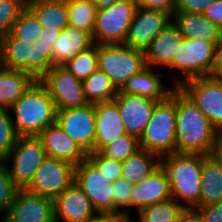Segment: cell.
Returning a JSON list of instances; mask_svg holds the SVG:
<instances>
[{
  "label": "cell",
  "instance_id": "5b68a950",
  "mask_svg": "<svg viewBox=\"0 0 222 222\" xmlns=\"http://www.w3.org/2000/svg\"><path fill=\"white\" fill-rule=\"evenodd\" d=\"M176 120L174 89L167 99L156 103L139 139L141 149L160 157L176 152Z\"/></svg>",
  "mask_w": 222,
  "mask_h": 222
},
{
  "label": "cell",
  "instance_id": "30bf717a",
  "mask_svg": "<svg viewBox=\"0 0 222 222\" xmlns=\"http://www.w3.org/2000/svg\"><path fill=\"white\" fill-rule=\"evenodd\" d=\"M222 134V78L204 76L178 86Z\"/></svg>",
  "mask_w": 222,
  "mask_h": 222
},
{
  "label": "cell",
  "instance_id": "d590c367",
  "mask_svg": "<svg viewBox=\"0 0 222 222\" xmlns=\"http://www.w3.org/2000/svg\"><path fill=\"white\" fill-rule=\"evenodd\" d=\"M9 112L10 109L0 107V162L10 154L18 138Z\"/></svg>",
  "mask_w": 222,
  "mask_h": 222
},
{
  "label": "cell",
  "instance_id": "7c38bea8",
  "mask_svg": "<svg viewBox=\"0 0 222 222\" xmlns=\"http://www.w3.org/2000/svg\"><path fill=\"white\" fill-rule=\"evenodd\" d=\"M56 124L86 153L95 152V104L56 111Z\"/></svg>",
  "mask_w": 222,
  "mask_h": 222
},
{
  "label": "cell",
  "instance_id": "7a4b0ae2",
  "mask_svg": "<svg viewBox=\"0 0 222 222\" xmlns=\"http://www.w3.org/2000/svg\"><path fill=\"white\" fill-rule=\"evenodd\" d=\"M15 114L13 125L18 136H38L56 123V107L47 88L36 80L10 108Z\"/></svg>",
  "mask_w": 222,
  "mask_h": 222
},
{
  "label": "cell",
  "instance_id": "7402d4cb",
  "mask_svg": "<svg viewBox=\"0 0 222 222\" xmlns=\"http://www.w3.org/2000/svg\"><path fill=\"white\" fill-rule=\"evenodd\" d=\"M172 23L185 39H201L207 42H220L221 29L202 13L174 12Z\"/></svg>",
  "mask_w": 222,
  "mask_h": 222
},
{
  "label": "cell",
  "instance_id": "d6a6232c",
  "mask_svg": "<svg viewBox=\"0 0 222 222\" xmlns=\"http://www.w3.org/2000/svg\"><path fill=\"white\" fill-rule=\"evenodd\" d=\"M98 54L99 44L94 43L91 47L81 51L74 58L69 59L62 66L77 79L83 81L98 69Z\"/></svg>",
  "mask_w": 222,
  "mask_h": 222
},
{
  "label": "cell",
  "instance_id": "52a82bcc",
  "mask_svg": "<svg viewBox=\"0 0 222 222\" xmlns=\"http://www.w3.org/2000/svg\"><path fill=\"white\" fill-rule=\"evenodd\" d=\"M137 6V0H121L98 9L92 36L94 43H124Z\"/></svg>",
  "mask_w": 222,
  "mask_h": 222
},
{
  "label": "cell",
  "instance_id": "f1b7e54d",
  "mask_svg": "<svg viewBox=\"0 0 222 222\" xmlns=\"http://www.w3.org/2000/svg\"><path fill=\"white\" fill-rule=\"evenodd\" d=\"M154 157H157L156 161ZM160 165V156L145 149H139L122 162L121 178L134 185L148 177Z\"/></svg>",
  "mask_w": 222,
  "mask_h": 222
},
{
  "label": "cell",
  "instance_id": "ba28073f",
  "mask_svg": "<svg viewBox=\"0 0 222 222\" xmlns=\"http://www.w3.org/2000/svg\"><path fill=\"white\" fill-rule=\"evenodd\" d=\"M219 42H207L201 39H183L177 55L168 66L178 70L185 80L177 78L175 87L184 81L204 76H212L215 47Z\"/></svg>",
  "mask_w": 222,
  "mask_h": 222
},
{
  "label": "cell",
  "instance_id": "8fae6325",
  "mask_svg": "<svg viewBox=\"0 0 222 222\" xmlns=\"http://www.w3.org/2000/svg\"><path fill=\"white\" fill-rule=\"evenodd\" d=\"M73 182H75V165L47 156L26 189L54 200Z\"/></svg>",
  "mask_w": 222,
  "mask_h": 222
},
{
  "label": "cell",
  "instance_id": "44dd1931",
  "mask_svg": "<svg viewBox=\"0 0 222 222\" xmlns=\"http://www.w3.org/2000/svg\"><path fill=\"white\" fill-rule=\"evenodd\" d=\"M38 137L43 143L46 155L78 165L87 154L56 123L44 129Z\"/></svg>",
  "mask_w": 222,
  "mask_h": 222
},
{
  "label": "cell",
  "instance_id": "74e56055",
  "mask_svg": "<svg viewBox=\"0 0 222 222\" xmlns=\"http://www.w3.org/2000/svg\"><path fill=\"white\" fill-rule=\"evenodd\" d=\"M113 185L114 213L123 216L128 222H131L127 208L131 207V193L133 191V184L129 183L123 178H119L113 183ZM120 208H124L123 211L119 210Z\"/></svg>",
  "mask_w": 222,
  "mask_h": 222
},
{
  "label": "cell",
  "instance_id": "603a6c76",
  "mask_svg": "<svg viewBox=\"0 0 222 222\" xmlns=\"http://www.w3.org/2000/svg\"><path fill=\"white\" fill-rule=\"evenodd\" d=\"M93 44V37L89 32L68 25L52 45L53 66L64 65L69 59L74 58Z\"/></svg>",
  "mask_w": 222,
  "mask_h": 222
},
{
  "label": "cell",
  "instance_id": "ffe728a7",
  "mask_svg": "<svg viewBox=\"0 0 222 222\" xmlns=\"http://www.w3.org/2000/svg\"><path fill=\"white\" fill-rule=\"evenodd\" d=\"M95 119V152L126 134L120 110L114 100L95 104Z\"/></svg>",
  "mask_w": 222,
  "mask_h": 222
},
{
  "label": "cell",
  "instance_id": "f6af8a7d",
  "mask_svg": "<svg viewBox=\"0 0 222 222\" xmlns=\"http://www.w3.org/2000/svg\"><path fill=\"white\" fill-rule=\"evenodd\" d=\"M178 222H204V220L197 208L189 207L181 211Z\"/></svg>",
  "mask_w": 222,
  "mask_h": 222
},
{
  "label": "cell",
  "instance_id": "4dcf8cb0",
  "mask_svg": "<svg viewBox=\"0 0 222 222\" xmlns=\"http://www.w3.org/2000/svg\"><path fill=\"white\" fill-rule=\"evenodd\" d=\"M68 24L89 32L93 36L98 8L92 0H67Z\"/></svg>",
  "mask_w": 222,
  "mask_h": 222
},
{
  "label": "cell",
  "instance_id": "484cf974",
  "mask_svg": "<svg viewBox=\"0 0 222 222\" xmlns=\"http://www.w3.org/2000/svg\"><path fill=\"white\" fill-rule=\"evenodd\" d=\"M222 200V161L215 154L203 155L199 207Z\"/></svg>",
  "mask_w": 222,
  "mask_h": 222
},
{
  "label": "cell",
  "instance_id": "bcb514c9",
  "mask_svg": "<svg viewBox=\"0 0 222 222\" xmlns=\"http://www.w3.org/2000/svg\"><path fill=\"white\" fill-rule=\"evenodd\" d=\"M84 222H128L123 216L117 213H101L93 215Z\"/></svg>",
  "mask_w": 222,
  "mask_h": 222
},
{
  "label": "cell",
  "instance_id": "d4e9b609",
  "mask_svg": "<svg viewBox=\"0 0 222 222\" xmlns=\"http://www.w3.org/2000/svg\"><path fill=\"white\" fill-rule=\"evenodd\" d=\"M159 77L160 74L152 73V67L147 66L141 72L132 75L118 92L157 101L165 100L174 89L164 87Z\"/></svg>",
  "mask_w": 222,
  "mask_h": 222
},
{
  "label": "cell",
  "instance_id": "3957f363",
  "mask_svg": "<svg viewBox=\"0 0 222 222\" xmlns=\"http://www.w3.org/2000/svg\"><path fill=\"white\" fill-rule=\"evenodd\" d=\"M202 162L201 154L174 152L161 157V166L169 179L171 196L181 204L180 201H184L185 208L199 207Z\"/></svg>",
  "mask_w": 222,
  "mask_h": 222
},
{
  "label": "cell",
  "instance_id": "f907efd6",
  "mask_svg": "<svg viewBox=\"0 0 222 222\" xmlns=\"http://www.w3.org/2000/svg\"><path fill=\"white\" fill-rule=\"evenodd\" d=\"M219 158L220 160L222 161V134H220V137H219V141H218V146L214 152Z\"/></svg>",
  "mask_w": 222,
  "mask_h": 222
},
{
  "label": "cell",
  "instance_id": "4fadbf2b",
  "mask_svg": "<svg viewBox=\"0 0 222 222\" xmlns=\"http://www.w3.org/2000/svg\"><path fill=\"white\" fill-rule=\"evenodd\" d=\"M39 81L47 88L56 110L82 107L88 104L82 80L63 66H53Z\"/></svg>",
  "mask_w": 222,
  "mask_h": 222
},
{
  "label": "cell",
  "instance_id": "ab89813d",
  "mask_svg": "<svg viewBox=\"0 0 222 222\" xmlns=\"http://www.w3.org/2000/svg\"><path fill=\"white\" fill-rule=\"evenodd\" d=\"M17 190L6 164L0 162V211L9 210Z\"/></svg>",
  "mask_w": 222,
  "mask_h": 222
},
{
  "label": "cell",
  "instance_id": "d6986e66",
  "mask_svg": "<svg viewBox=\"0 0 222 222\" xmlns=\"http://www.w3.org/2000/svg\"><path fill=\"white\" fill-rule=\"evenodd\" d=\"M170 183L165 169L160 165L144 180L133 185L131 207L138 213L152 204L171 199Z\"/></svg>",
  "mask_w": 222,
  "mask_h": 222
},
{
  "label": "cell",
  "instance_id": "8d00e7d4",
  "mask_svg": "<svg viewBox=\"0 0 222 222\" xmlns=\"http://www.w3.org/2000/svg\"><path fill=\"white\" fill-rule=\"evenodd\" d=\"M27 7V0H0V38L8 35L20 16Z\"/></svg>",
  "mask_w": 222,
  "mask_h": 222
},
{
  "label": "cell",
  "instance_id": "c3c4849f",
  "mask_svg": "<svg viewBox=\"0 0 222 222\" xmlns=\"http://www.w3.org/2000/svg\"><path fill=\"white\" fill-rule=\"evenodd\" d=\"M61 31H51V30H43L40 39L49 45H53L55 40H57L60 36Z\"/></svg>",
  "mask_w": 222,
  "mask_h": 222
},
{
  "label": "cell",
  "instance_id": "6da1fadb",
  "mask_svg": "<svg viewBox=\"0 0 222 222\" xmlns=\"http://www.w3.org/2000/svg\"><path fill=\"white\" fill-rule=\"evenodd\" d=\"M175 110L176 153L213 154L220 134L179 87H175Z\"/></svg>",
  "mask_w": 222,
  "mask_h": 222
},
{
  "label": "cell",
  "instance_id": "f546056e",
  "mask_svg": "<svg viewBox=\"0 0 222 222\" xmlns=\"http://www.w3.org/2000/svg\"><path fill=\"white\" fill-rule=\"evenodd\" d=\"M82 82L88 103L97 104L112 101L117 96L118 90L112 84L110 77L100 69L95 70Z\"/></svg>",
  "mask_w": 222,
  "mask_h": 222
},
{
  "label": "cell",
  "instance_id": "b9f144b4",
  "mask_svg": "<svg viewBox=\"0 0 222 222\" xmlns=\"http://www.w3.org/2000/svg\"><path fill=\"white\" fill-rule=\"evenodd\" d=\"M215 0H179L175 12L202 13Z\"/></svg>",
  "mask_w": 222,
  "mask_h": 222
},
{
  "label": "cell",
  "instance_id": "e0dca14e",
  "mask_svg": "<svg viewBox=\"0 0 222 222\" xmlns=\"http://www.w3.org/2000/svg\"><path fill=\"white\" fill-rule=\"evenodd\" d=\"M114 101L120 110L125 133L140 139L158 101L123 92H118Z\"/></svg>",
  "mask_w": 222,
  "mask_h": 222
},
{
  "label": "cell",
  "instance_id": "cb8c5ba5",
  "mask_svg": "<svg viewBox=\"0 0 222 222\" xmlns=\"http://www.w3.org/2000/svg\"><path fill=\"white\" fill-rule=\"evenodd\" d=\"M183 39L176 26L171 22L145 50L146 65L151 67L160 64L168 67L177 55L178 47H181Z\"/></svg>",
  "mask_w": 222,
  "mask_h": 222
},
{
  "label": "cell",
  "instance_id": "83f0119b",
  "mask_svg": "<svg viewBox=\"0 0 222 222\" xmlns=\"http://www.w3.org/2000/svg\"><path fill=\"white\" fill-rule=\"evenodd\" d=\"M35 81L36 79L25 71L0 66V107L10 109Z\"/></svg>",
  "mask_w": 222,
  "mask_h": 222
},
{
  "label": "cell",
  "instance_id": "1f68e13d",
  "mask_svg": "<svg viewBox=\"0 0 222 222\" xmlns=\"http://www.w3.org/2000/svg\"><path fill=\"white\" fill-rule=\"evenodd\" d=\"M184 208V204L171 198L152 204L138 214L140 222H178L179 215Z\"/></svg>",
  "mask_w": 222,
  "mask_h": 222
},
{
  "label": "cell",
  "instance_id": "e575fe53",
  "mask_svg": "<svg viewBox=\"0 0 222 222\" xmlns=\"http://www.w3.org/2000/svg\"><path fill=\"white\" fill-rule=\"evenodd\" d=\"M139 149H141L139 139L126 133L102 147L98 152L106 158L123 162Z\"/></svg>",
  "mask_w": 222,
  "mask_h": 222
},
{
  "label": "cell",
  "instance_id": "ac0fdd59",
  "mask_svg": "<svg viewBox=\"0 0 222 222\" xmlns=\"http://www.w3.org/2000/svg\"><path fill=\"white\" fill-rule=\"evenodd\" d=\"M54 219L65 222H84L96 211L90 199L75 182L54 200Z\"/></svg>",
  "mask_w": 222,
  "mask_h": 222
},
{
  "label": "cell",
  "instance_id": "8992f818",
  "mask_svg": "<svg viewBox=\"0 0 222 222\" xmlns=\"http://www.w3.org/2000/svg\"><path fill=\"white\" fill-rule=\"evenodd\" d=\"M146 65L143 51L128 47L124 43L99 44L98 69L104 71L117 90Z\"/></svg>",
  "mask_w": 222,
  "mask_h": 222
},
{
  "label": "cell",
  "instance_id": "9c48e42d",
  "mask_svg": "<svg viewBox=\"0 0 222 222\" xmlns=\"http://www.w3.org/2000/svg\"><path fill=\"white\" fill-rule=\"evenodd\" d=\"M12 157V166L8 168L10 177L18 189H26L34 174L47 157L43 143L38 136H18L10 154L3 161Z\"/></svg>",
  "mask_w": 222,
  "mask_h": 222
},
{
  "label": "cell",
  "instance_id": "7dc6e473",
  "mask_svg": "<svg viewBox=\"0 0 222 222\" xmlns=\"http://www.w3.org/2000/svg\"><path fill=\"white\" fill-rule=\"evenodd\" d=\"M212 76L222 78V40L215 47Z\"/></svg>",
  "mask_w": 222,
  "mask_h": 222
},
{
  "label": "cell",
  "instance_id": "7bdbcfd3",
  "mask_svg": "<svg viewBox=\"0 0 222 222\" xmlns=\"http://www.w3.org/2000/svg\"><path fill=\"white\" fill-rule=\"evenodd\" d=\"M204 222H222V200L207 206L197 207Z\"/></svg>",
  "mask_w": 222,
  "mask_h": 222
},
{
  "label": "cell",
  "instance_id": "5bb4252c",
  "mask_svg": "<svg viewBox=\"0 0 222 222\" xmlns=\"http://www.w3.org/2000/svg\"><path fill=\"white\" fill-rule=\"evenodd\" d=\"M75 183L88 196L96 212L114 213V185L88 158L75 166Z\"/></svg>",
  "mask_w": 222,
  "mask_h": 222
},
{
  "label": "cell",
  "instance_id": "ee69618b",
  "mask_svg": "<svg viewBox=\"0 0 222 222\" xmlns=\"http://www.w3.org/2000/svg\"><path fill=\"white\" fill-rule=\"evenodd\" d=\"M203 15L222 31V0H215L211 3L203 12Z\"/></svg>",
  "mask_w": 222,
  "mask_h": 222
},
{
  "label": "cell",
  "instance_id": "2e32d148",
  "mask_svg": "<svg viewBox=\"0 0 222 222\" xmlns=\"http://www.w3.org/2000/svg\"><path fill=\"white\" fill-rule=\"evenodd\" d=\"M1 222H55L53 199L18 189Z\"/></svg>",
  "mask_w": 222,
  "mask_h": 222
},
{
  "label": "cell",
  "instance_id": "4316f807",
  "mask_svg": "<svg viewBox=\"0 0 222 222\" xmlns=\"http://www.w3.org/2000/svg\"><path fill=\"white\" fill-rule=\"evenodd\" d=\"M27 7L44 30L62 31L69 25L67 0H27Z\"/></svg>",
  "mask_w": 222,
  "mask_h": 222
},
{
  "label": "cell",
  "instance_id": "836d02e7",
  "mask_svg": "<svg viewBox=\"0 0 222 222\" xmlns=\"http://www.w3.org/2000/svg\"><path fill=\"white\" fill-rule=\"evenodd\" d=\"M44 27L39 23L35 14L26 7L14 23L11 34L22 42L34 44L38 39Z\"/></svg>",
  "mask_w": 222,
  "mask_h": 222
},
{
  "label": "cell",
  "instance_id": "9a60e30c",
  "mask_svg": "<svg viewBox=\"0 0 222 222\" xmlns=\"http://www.w3.org/2000/svg\"><path fill=\"white\" fill-rule=\"evenodd\" d=\"M172 16L161 10L137 6L124 44L145 52L151 42L171 22Z\"/></svg>",
  "mask_w": 222,
  "mask_h": 222
},
{
  "label": "cell",
  "instance_id": "277c9868",
  "mask_svg": "<svg viewBox=\"0 0 222 222\" xmlns=\"http://www.w3.org/2000/svg\"><path fill=\"white\" fill-rule=\"evenodd\" d=\"M0 66L25 71L39 80L52 67V46L38 39L22 42L11 33L0 38Z\"/></svg>",
  "mask_w": 222,
  "mask_h": 222
},
{
  "label": "cell",
  "instance_id": "681fc988",
  "mask_svg": "<svg viewBox=\"0 0 222 222\" xmlns=\"http://www.w3.org/2000/svg\"><path fill=\"white\" fill-rule=\"evenodd\" d=\"M118 1H121V0H92V2L96 5L98 9L111 6Z\"/></svg>",
  "mask_w": 222,
  "mask_h": 222
},
{
  "label": "cell",
  "instance_id": "60d3db41",
  "mask_svg": "<svg viewBox=\"0 0 222 222\" xmlns=\"http://www.w3.org/2000/svg\"><path fill=\"white\" fill-rule=\"evenodd\" d=\"M179 0H138V6L145 9L161 10L171 16L175 12Z\"/></svg>",
  "mask_w": 222,
  "mask_h": 222
},
{
  "label": "cell",
  "instance_id": "f35d334b",
  "mask_svg": "<svg viewBox=\"0 0 222 222\" xmlns=\"http://www.w3.org/2000/svg\"><path fill=\"white\" fill-rule=\"evenodd\" d=\"M87 158L112 183L122 177V162L102 156L99 152L87 154Z\"/></svg>",
  "mask_w": 222,
  "mask_h": 222
}]
</instances>
